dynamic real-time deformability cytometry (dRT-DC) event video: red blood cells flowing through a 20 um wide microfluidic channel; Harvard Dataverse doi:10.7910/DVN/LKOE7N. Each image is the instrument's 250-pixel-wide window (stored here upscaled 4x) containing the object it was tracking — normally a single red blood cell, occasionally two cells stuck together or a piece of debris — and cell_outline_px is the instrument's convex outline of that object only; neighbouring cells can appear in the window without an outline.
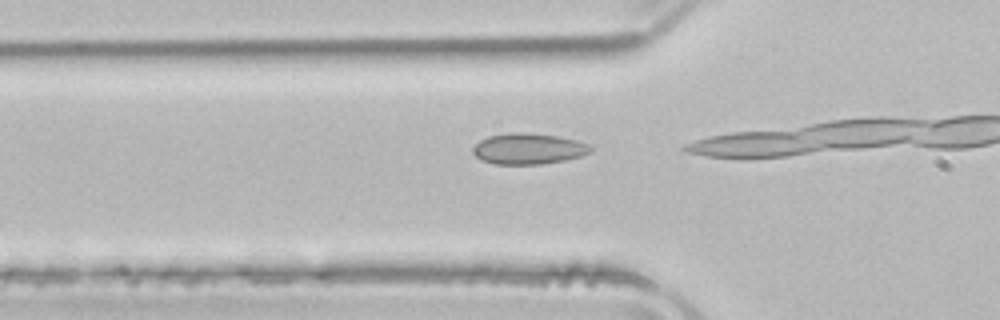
{"species": "common noctule bat (a hibernating species)", "species_latin": "Nyctalus noctula", "temperature_condition": "room temperature", "stored_images_in_passage": 8, "camera_frame_rate_fps": 3000, "um_per_image_px": 0.085, "animal": {"sex": "male", "body_mass_g": 21.5, "forearm_length_mm": 52.0}, "frame": {"image": 1, "passage_image": 6, "time_ms": 1.667, "image_size_px": [1000, 320], "cell_outline_px": [[592, 152], [580, 156], [564, 160], [540, 164], [492, 164], [480, 160], [472, 152], [472, 148], [480, 140], [488, 136], [512, 132], [524, 132], [556, 136], [576, 140], [588, 144], [592, 148]], "centroid_in_image_um": [44.88, 12.64], "position_along_channel_um": 80.9, "area_um2": 21.21}}